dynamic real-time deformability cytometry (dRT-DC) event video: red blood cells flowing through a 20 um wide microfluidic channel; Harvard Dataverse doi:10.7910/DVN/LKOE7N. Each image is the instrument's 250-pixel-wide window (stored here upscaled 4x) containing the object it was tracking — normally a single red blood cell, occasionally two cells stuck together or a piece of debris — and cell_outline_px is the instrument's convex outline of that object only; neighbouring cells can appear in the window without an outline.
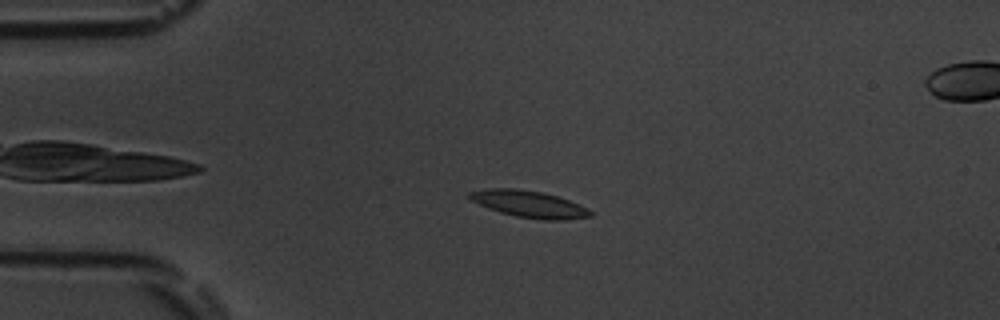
{"species": "common noctule bat (a hibernating species)", "species_latin": "Nyctalus noctula", "temperature_condition": "room temperature", "stored_images_in_passage": 51, "segment_of_instrument_passage": [1, 2], "camera_frame_rate_fps": 3000, "um_per_image_px": 0.085, "animal": {"sex": "male", "body_mass_g": 19.5, "forearm_length_mm": 54.6}, "frame": {"image": 1, "passage_image": 8, "time_ms": 2.333, "image_size_px": [1000, 320], "cell_outline_px": [[592, 216], [564, 220], [544, 220], [516, 216], [500, 212], [488, 208], [472, 200], [468, 196], [468, 192], [488, 188], [516, 188], [544, 192], [568, 200], [588, 208], [592, 212]], "centroid_in_image_um": [44.98, 17.34], "position_along_channel_um": 40.0, "area_um2": 18.79}}
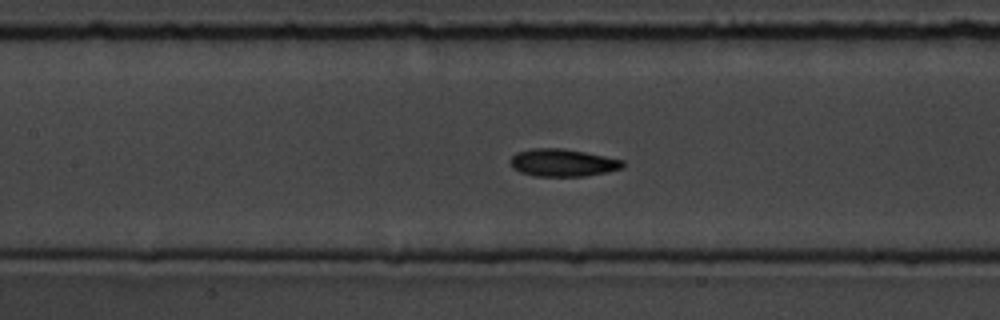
{"frame": {"image": 2, "passage_image": 20, "time_ms": 6.333, "image_size_px": [1000, 320], "cell_outline_px": [[624, 168], [608, 172], [584, 176], [536, 176], [520, 172], [512, 168], [512, 156], [516, 152], [536, 148], [560, 148], [584, 152], [624, 160]], "centroid_in_image_um": [47.86, 13.83], "position_along_channel_um": 159.5, "area_um2": 17.92}}
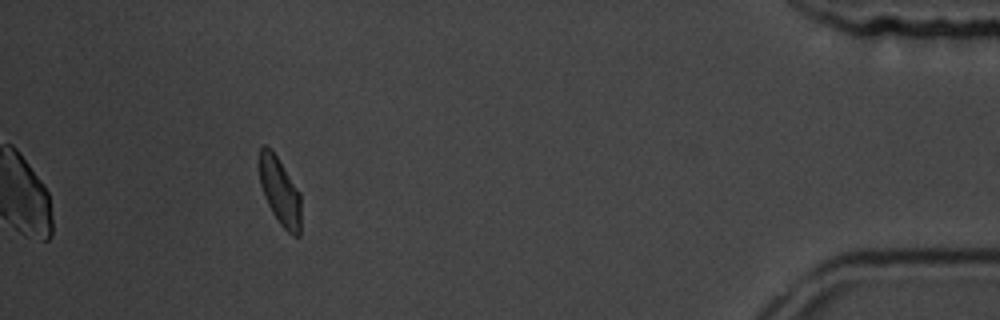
{"frame": {"image": 3, "passage_image": 45, "time_ms": 14.667, "image_size_px": [1000, 320], "cell_outline_px": [[300, 236], [292, 236], [280, 224], [272, 212], [264, 196], [260, 184], [260, 148], [264, 144], [272, 148], [300, 192]], "centroid_in_image_um": [23.8, 16.25], "position_along_channel_um": 411.4, "area_um2": 16.42}}